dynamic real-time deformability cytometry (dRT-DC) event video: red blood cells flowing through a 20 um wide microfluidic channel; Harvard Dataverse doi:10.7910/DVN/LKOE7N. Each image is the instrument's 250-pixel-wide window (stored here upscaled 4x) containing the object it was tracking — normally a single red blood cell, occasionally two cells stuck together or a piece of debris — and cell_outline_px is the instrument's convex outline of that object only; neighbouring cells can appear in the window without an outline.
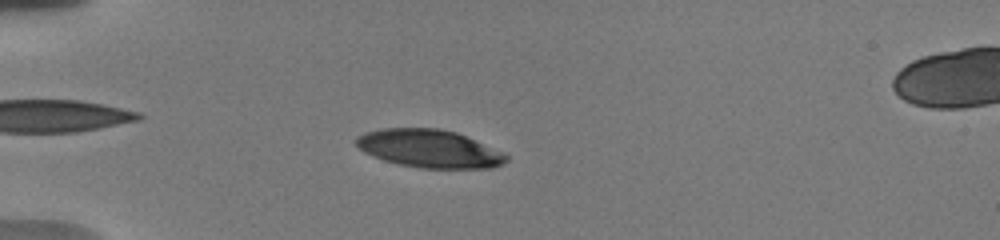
{"species": "human", "species_latin": "Homo sapiens", "temperature_condition": "warm", "stored_images_in_passage": 67, "camera_frame_rate_fps": 3000, "um_per_image_px": 0.085, "donor": {"sex": "male"}, "frame": {"image": 1, "passage_image": 26, "time_ms": 5.333, "image_size_px": [1000, 240], "cell_outline_px": [[508, 160], [504, 164], [492, 168], [420, 168], [400, 164], [384, 160], [372, 156], [364, 152], [356, 144], [356, 140], [364, 132], [384, 128], [440, 128], [456, 132], [504, 152], [508, 156]], "centroid_in_image_um": [36.53, 12.63], "position_along_channel_um": 48.5, "area_um2": 33.18}}
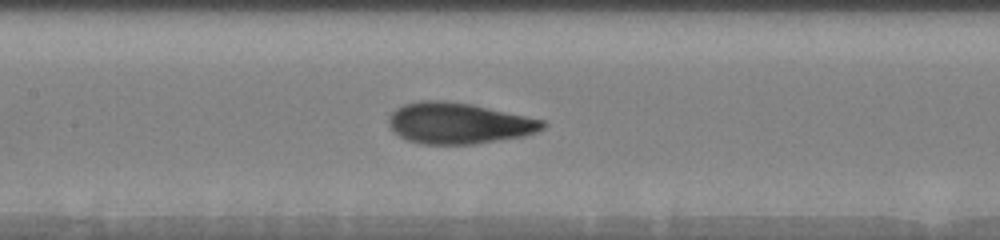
{"frame": {"image": 2, "passage_image": 34, "time_ms": 9.333, "image_size_px": [1000, 240], "cell_outline_px": [[544, 128], [524, 136], [472, 144], [420, 144], [408, 140], [400, 136], [388, 124], [388, 116], [396, 108], [404, 104], [420, 100], [444, 100], [472, 104], [544, 120]], "centroid_in_image_um": [38.95, 10.46], "position_along_channel_um": 168.4, "area_um2": 36.7}}
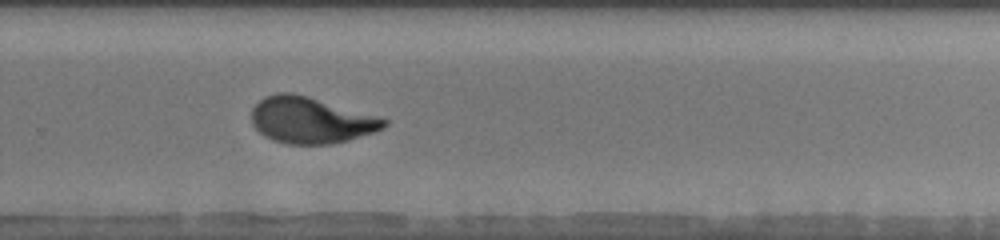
{"frame": {"image": 3, "passage_image": 50, "time_ms": 13.0, "image_size_px": [1000, 240], "cell_outline_px": [[388, 124], [384, 128], [348, 140], [332, 144], [284, 144], [272, 140], [264, 136], [252, 124], [252, 108], [264, 96], [276, 92], [292, 92], [308, 96], [376, 116], [388, 120]], "centroid_in_image_um": [26.37, 10.21], "position_along_channel_um": 303.4, "area_um2": 35.6}, "authors_computed_cell_mechanics": {"area_um2": 34.391, "velocity_mm_per_s": 3.691, "shape_relaxation_time_tau1_ms": 4.5468, "shape_relaxation_time_tau2_ms": 0.7286, "deformation_change_tau1": 0.1973, "deformation_change_tau2": 0.0694}}